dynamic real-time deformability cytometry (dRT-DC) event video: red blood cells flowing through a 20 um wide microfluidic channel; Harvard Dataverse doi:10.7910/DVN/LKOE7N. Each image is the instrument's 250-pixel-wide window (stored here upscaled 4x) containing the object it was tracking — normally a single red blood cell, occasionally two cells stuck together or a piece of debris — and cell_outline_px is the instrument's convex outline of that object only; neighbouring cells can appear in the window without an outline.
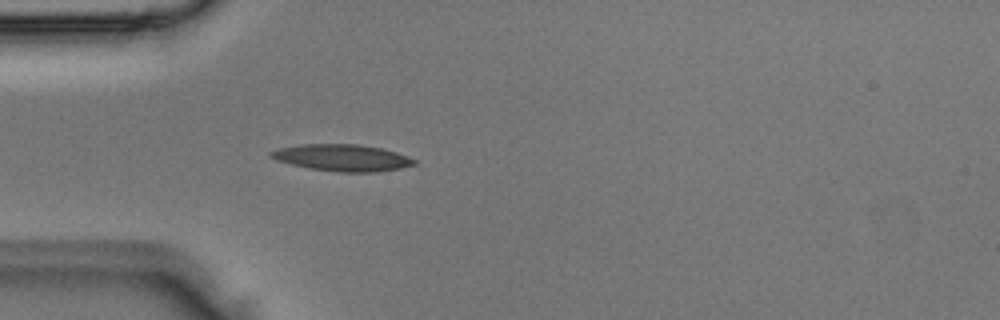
{"species": "Egyptian fruit bat (a non-hibernating species)", "species_latin": "Rousettus aegyptiacus", "temperature_condition": "room temperature", "stored_images_in_passage": 2, "camera_frame_rate_fps": 3000, "um_per_image_px": 0.085, "animal": {"sex": "male"}, "frame": {"image": 1, "passage_image": 2, "time_ms": 0.333, "image_size_px": [1000, 320], "cell_outline_px": [[416, 164], [400, 168], [376, 172], [340, 172], [308, 168], [276, 160], [268, 156], [268, 152], [276, 148], [300, 144], [360, 144], [380, 148], [396, 152], [416, 160]], "centroid_in_image_um": [29.04, 13.4], "position_along_channel_um": 56.0, "area_um2": 22.37}}